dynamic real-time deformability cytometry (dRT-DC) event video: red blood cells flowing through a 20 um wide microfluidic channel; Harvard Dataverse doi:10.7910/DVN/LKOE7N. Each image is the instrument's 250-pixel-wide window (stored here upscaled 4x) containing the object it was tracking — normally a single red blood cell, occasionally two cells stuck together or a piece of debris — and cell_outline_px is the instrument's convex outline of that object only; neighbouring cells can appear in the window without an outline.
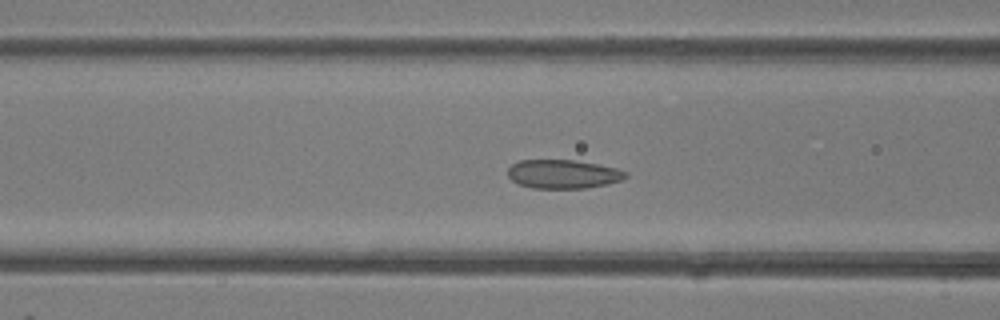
{"species": "common noctule bat (a hibernating species)", "species_latin": "Nyctalus noctula", "temperature_condition": "room temperature", "stored_images_in_passage": 41, "camera_frame_rate_fps": 3000, "um_per_image_px": 0.085, "animal": {"sex": "female"}, "frame": {"image": 1, "passage_image": 16, "time_ms": 5.0, "image_size_px": [1000, 320], "cell_outline_px": [[628, 176], [620, 180], [608, 184], [584, 188], [532, 188], [520, 184], [512, 180], [508, 176], [508, 168], [512, 164], [520, 160], [572, 160], [596, 164], [616, 168], [628, 172]], "centroid_in_image_um": [47.86, 14.8], "position_along_channel_um": 118.7, "area_um2": 19.65}}
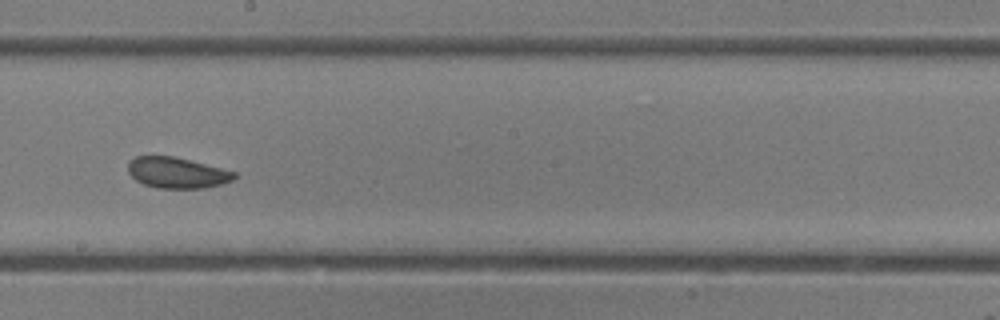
{"frame": {"image": 2, "passage_image": 23, "time_ms": 7.333, "image_size_px": [1000, 320], "cell_outline_px": [[236, 176], [232, 180], [224, 184], [204, 188], [156, 188], [144, 184], [136, 180], [128, 172], [128, 160], [136, 156], [176, 156], [236, 172]], "centroid_in_image_um": [15.04, 14.68], "position_along_channel_um": 233.2, "area_um2": 19.25}}
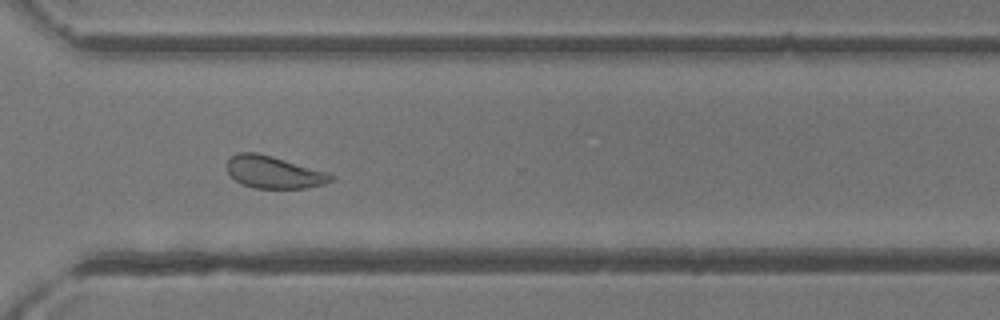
{"frame": {"image": 3, "passage_image": 30, "time_ms": 9.667, "image_size_px": [1000, 320], "cell_outline_px": [[336, 180], [324, 184], [308, 188], [252, 188], [240, 184], [228, 172], [224, 164], [236, 152], [256, 152], [272, 156], [328, 172], [336, 176]], "centroid_in_image_um": [23.29, 14.64], "position_along_channel_um": 347.3, "area_um2": 19.88}}